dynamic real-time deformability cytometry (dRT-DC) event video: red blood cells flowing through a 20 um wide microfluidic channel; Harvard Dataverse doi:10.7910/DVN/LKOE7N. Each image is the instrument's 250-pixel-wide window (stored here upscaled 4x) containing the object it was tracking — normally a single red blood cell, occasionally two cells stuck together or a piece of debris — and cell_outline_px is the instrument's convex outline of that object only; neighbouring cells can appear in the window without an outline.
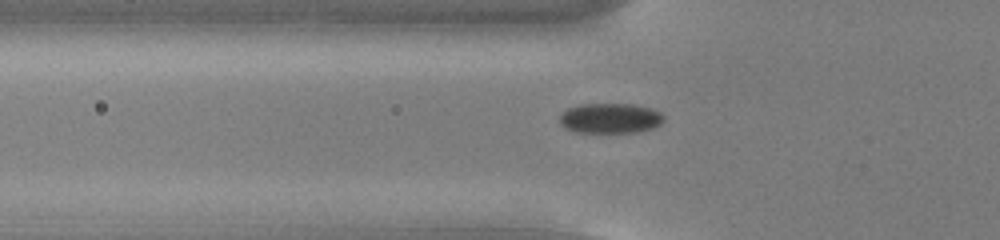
{"species": "common noctule bat (a hibernating species)", "species_latin": "Nyctalus noctula", "temperature_condition": "cold", "stored_images_in_passage": 41, "camera_frame_rate_fps": 3000, "um_per_image_px": 0.085, "animal": {"sex": "male", "body_mass_g": 13.0, "forearm_length_mm": 53.1}, "frame": {"image": 1, "passage_image": 5, "time_ms": 1.333, "image_size_px": [1000, 240], "cell_outline_px": [[664, 120], [660, 124], [652, 128], [636, 132], [576, 132], [560, 124], [560, 116], [568, 108], [580, 104], [632, 104], [652, 108], [660, 112], [664, 116]], "centroid_in_image_um": [51.9, 10.04], "position_along_channel_um": 73.9, "area_um2": 18.15}}
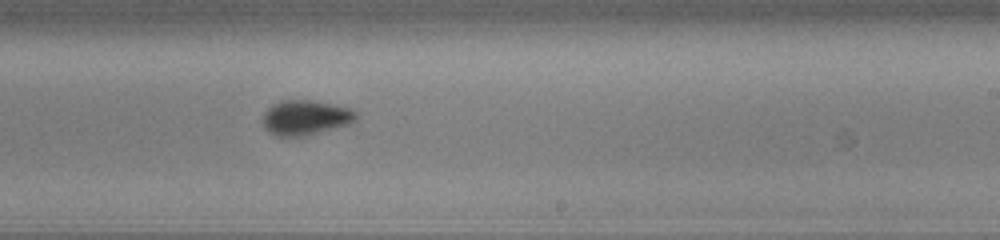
{"frame": {"image": 2, "passage_image": 20, "time_ms": 6.333, "image_size_px": [1000, 240], "cell_outline_px": [[356, 120], [348, 124], [304, 136], [276, 136], [268, 132], [264, 128], [260, 120], [264, 112], [272, 104], [280, 100], [312, 100], [332, 104], [348, 108], [356, 112]], "centroid_in_image_um": [25.89, 9.99], "position_along_channel_um": 263.1, "area_um2": 19.02}}
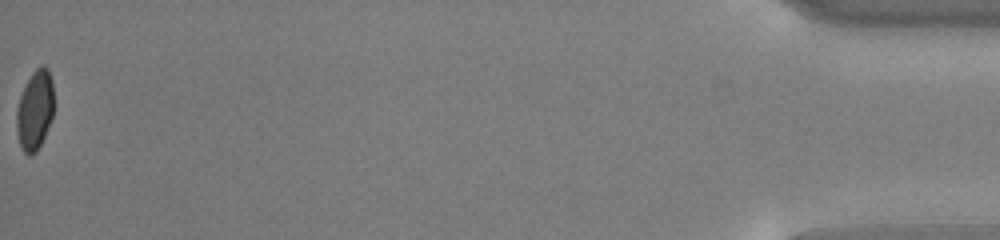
{"frame": {"image": 3, "passage_image": 41, "time_ms": 13.333, "image_size_px": [1000, 240], "cell_outline_px": [[52, 116], [44, 136], [36, 152], [28, 156], [24, 152], [20, 144], [16, 132], [16, 112], [20, 96], [32, 72], [40, 64], [44, 64], [48, 68], [52, 80]], "centroid_in_image_um": [2.94, 9.34], "position_along_channel_um": 432.3, "area_um2": 17.11}, "authors_computed_cell_mechanics": {"area_um2": 18.6694, "velocity_mm_per_s": 3.7844, "shape_relaxation_time_tau1_ms": 2.2368, "shape_relaxation_time_tau2_ms": null, "deformation_change_tau1": 0.0693, "deformation_change_tau2": null}}